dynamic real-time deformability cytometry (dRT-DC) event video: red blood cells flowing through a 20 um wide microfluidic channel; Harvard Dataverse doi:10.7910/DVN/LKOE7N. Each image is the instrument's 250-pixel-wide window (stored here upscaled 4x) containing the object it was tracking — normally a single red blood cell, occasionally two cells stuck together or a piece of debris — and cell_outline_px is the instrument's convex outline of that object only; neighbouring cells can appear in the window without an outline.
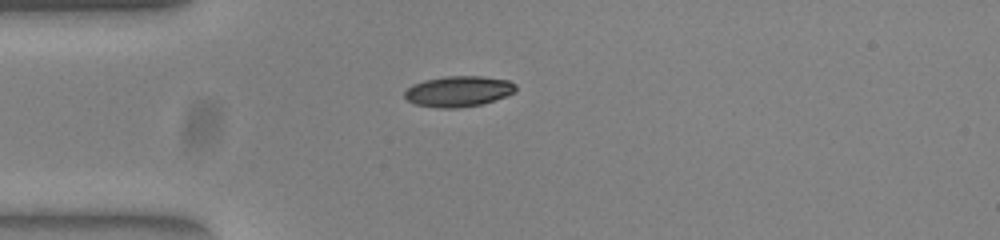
{"species": "common noctule bat (a hibernating species)", "species_latin": "Nyctalus noctula", "temperature_condition": "warm", "stored_images_in_passage": 40, "camera_frame_rate_fps": 3000, "um_per_image_px": 0.085, "animal": {"sex": "female", "body_mass_g": 23.0, "forearm_length_mm": 53.4}, "frame": {"image": 1, "passage_image": 1, "time_ms": 0.0, "image_size_px": [1000, 240], "cell_outline_px": [[516, 92], [480, 104], [460, 108], [436, 108], [416, 104], [408, 100], [404, 96], [404, 92], [412, 84], [424, 80], [444, 76], [480, 76], [508, 80], [516, 84]], "centroid_in_image_um": [38.95, 7.76], "position_along_channel_um": 46.1, "area_um2": 19.83}}
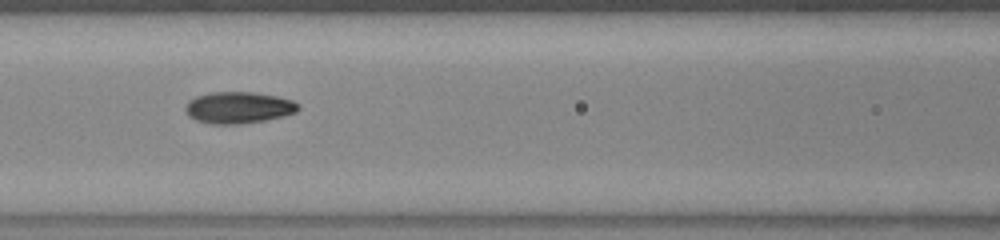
{"frame": {"image": 2, "passage_image": 10, "time_ms": 3.0, "image_size_px": [1000, 240], "cell_outline_px": [[300, 108], [296, 112], [284, 116], [264, 120], [240, 124], [212, 124], [196, 120], [188, 116], [184, 108], [188, 100], [196, 96], [212, 92], [252, 92], [276, 96], [292, 100], [300, 104]], "centroid_in_image_um": [20.26, 9.14], "position_along_channel_um": 146.3, "area_um2": 20.87}}
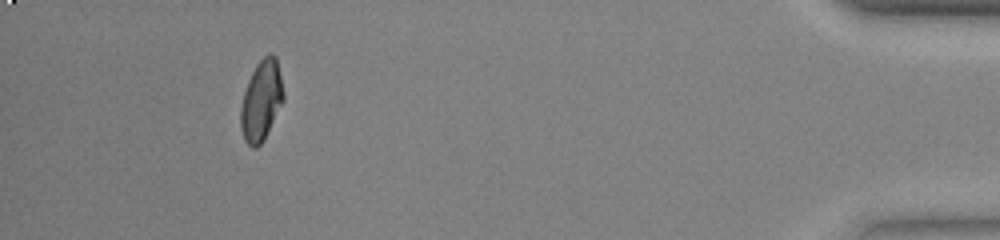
{"frame": {"image": 3, "passage_image": 36, "time_ms": 11.667, "image_size_px": [1000, 240], "cell_outline_px": [[284, 100], [264, 140], [256, 148], [252, 148], [244, 140], [240, 128], [240, 108], [244, 92], [248, 80], [256, 64], [268, 52], [272, 52], [276, 56], [284, 92]], "centroid_in_image_um": [22.21, 8.55], "position_along_channel_um": 413.0, "area_um2": 20.23}, "authors_computed_cell_mechanics": {"area_um2": 19.9121, "velocity_mm_per_s": 3.8566, "shape_relaxation_time_tau1_ms": 5.9627, "shape_relaxation_time_tau2_ms": 1.2087, "deformation_change_tau1": 0.1966, "deformation_change_tau2": 0.0446}}